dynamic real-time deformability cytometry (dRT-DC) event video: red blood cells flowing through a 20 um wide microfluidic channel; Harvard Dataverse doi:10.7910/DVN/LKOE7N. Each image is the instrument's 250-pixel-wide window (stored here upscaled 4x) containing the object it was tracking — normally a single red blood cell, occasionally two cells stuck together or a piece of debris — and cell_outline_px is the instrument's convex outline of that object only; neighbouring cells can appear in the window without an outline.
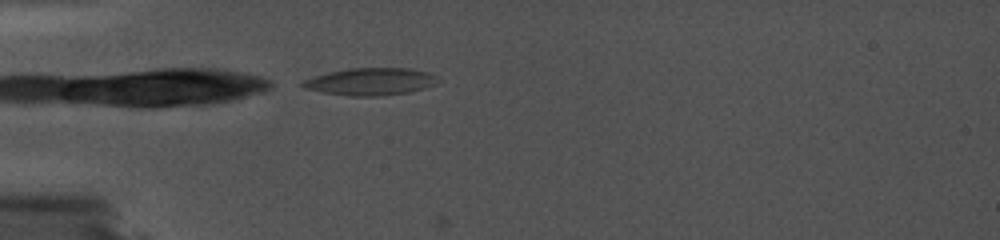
{"species": "common noctule bat (a hibernating species)", "species_latin": "Nyctalus noctula", "temperature_condition": "cold", "stored_images_in_passage": 2, "camera_frame_rate_fps": 5000, "um_per_image_px": 0.085, "animal": {"sex": "female", "body_mass_g": 19.0, "forearm_length_mm": 56.7}, "frame": {"image": 1, "passage_image": 1, "time_ms": 0.0, "image_size_px": [1000, 240], "cell_outline_px": [[440, 80], [436, 84], [424, 88], [408, 92], [376, 96], [352, 96], [324, 92], [304, 88], [300, 84], [304, 80], [328, 72], [352, 68], [408, 68], [428, 72], [436, 76]], "centroid_in_image_um": [31.53, 6.93], "position_along_channel_um": 53.5, "area_um2": 21.27}}